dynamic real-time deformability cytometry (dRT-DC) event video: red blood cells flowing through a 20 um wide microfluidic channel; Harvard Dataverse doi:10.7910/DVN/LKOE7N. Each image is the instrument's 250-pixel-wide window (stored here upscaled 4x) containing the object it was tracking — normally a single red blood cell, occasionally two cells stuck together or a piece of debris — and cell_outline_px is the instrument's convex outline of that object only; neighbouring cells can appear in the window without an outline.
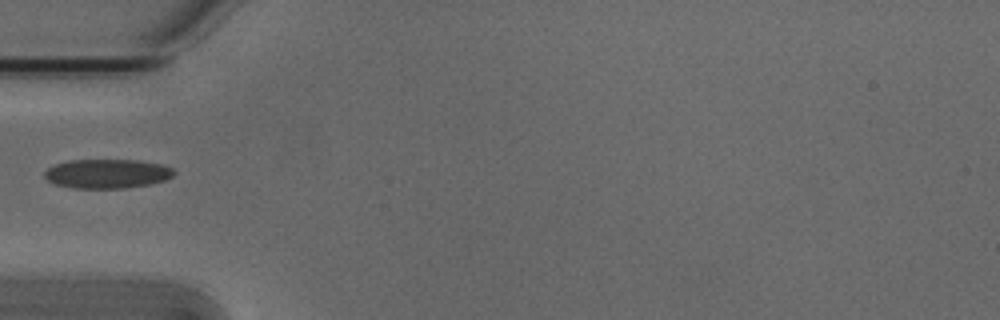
{"species": "Egyptian fruit bat (a non-hibernating species)", "species_latin": "Rousettus aegyptiacus", "temperature_condition": "cold", "stored_images_in_passage": 3, "camera_frame_rate_fps": 3000, "um_per_image_px": 0.085, "animal": {"sex": "male"}, "frame": {"image": 1, "passage_image": 3, "time_ms": 0.667, "image_size_px": [1000, 320], "cell_outline_px": [[176, 172], [172, 176], [164, 180], [152, 184], [124, 188], [72, 188], [56, 184], [48, 180], [44, 176], [44, 172], [48, 168], [56, 164], [68, 160], [136, 160], [164, 164], [172, 168]], "centroid_in_image_um": [9.13, 14.76], "position_along_channel_um": 75.9, "area_um2": 22.08}}